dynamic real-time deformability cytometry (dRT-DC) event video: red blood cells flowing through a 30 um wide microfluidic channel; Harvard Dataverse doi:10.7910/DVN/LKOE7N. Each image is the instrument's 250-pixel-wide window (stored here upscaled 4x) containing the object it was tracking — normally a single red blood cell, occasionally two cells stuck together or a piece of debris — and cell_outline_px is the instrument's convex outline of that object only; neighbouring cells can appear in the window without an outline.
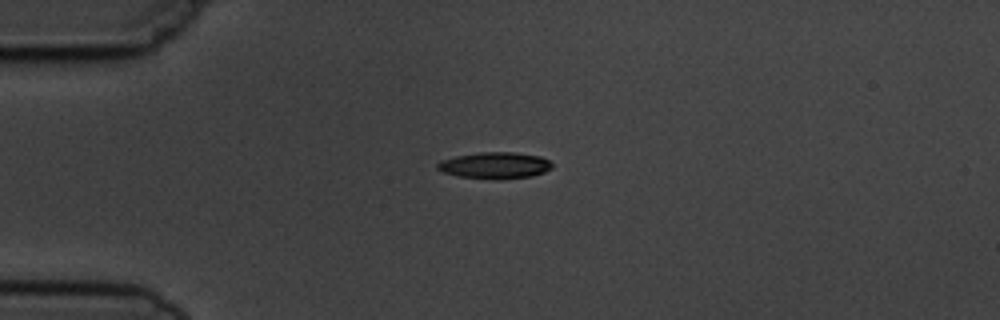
{"species": "common noctule bat (a hibernating species)", "species_latin": "Nyctalus noctula", "temperature_condition": "cold", "stored_images_in_passage": 5, "camera_frame_rate_fps": 3000, "um_per_image_px": 0.085, "animal": {"sex": "male", "body_mass_g": 19.5, "forearm_length_mm": 54.6}, "frame": {"image": 1, "passage_image": 1, "time_ms": 0.0, "image_size_px": [1000, 320], "cell_outline_px": [[552, 168], [544, 172], [532, 176], [500, 180], [496, 180], [460, 176], [444, 172], [436, 168], [436, 164], [440, 160], [456, 156], [480, 152], [516, 152], [540, 156], [548, 160], [552, 164]], "centroid_in_image_um": [42.07, 14.06], "position_along_channel_um": 42.9, "area_um2": 17.8}}
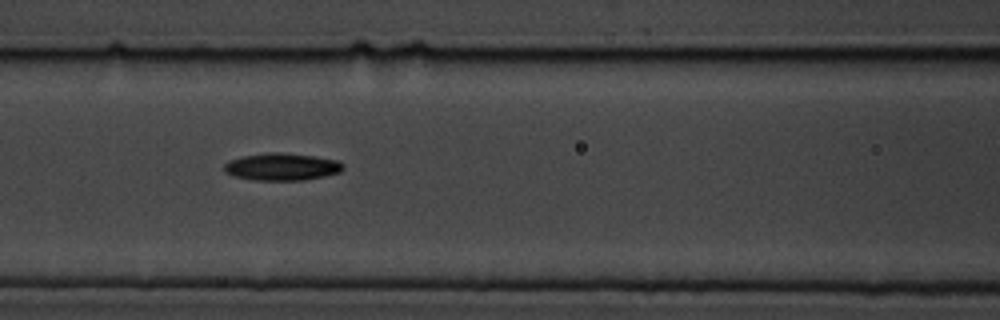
{"frame": {"image": 2, "passage_image": 4, "time_ms": 3.333, "image_size_px": [1000, 320], "cell_outline_px": [[344, 168], [340, 172], [324, 176], [300, 180], [256, 180], [236, 176], [224, 172], [224, 164], [228, 160], [244, 156], [268, 152], [284, 152], [340, 160], [344, 164]], "centroid_in_image_um": [23.97, 14.16], "position_along_channel_um": 142.6, "area_um2": 18.9}}
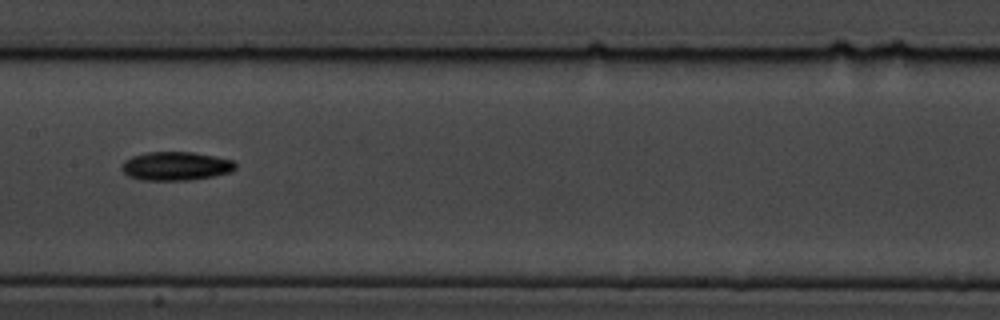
{"frame": {"image": 3, "passage_image": 5, "time_ms": 4.667, "image_size_px": [1000, 320], "cell_outline_px": [[236, 168], [232, 172], [212, 176], [188, 180], [140, 180], [128, 176], [120, 168], [120, 164], [124, 160], [132, 156], [148, 152], [192, 152], [232, 160], [236, 164]], "centroid_in_image_um": [14.9, 14.12], "position_along_channel_um": 192.5, "area_um2": 19.02}}